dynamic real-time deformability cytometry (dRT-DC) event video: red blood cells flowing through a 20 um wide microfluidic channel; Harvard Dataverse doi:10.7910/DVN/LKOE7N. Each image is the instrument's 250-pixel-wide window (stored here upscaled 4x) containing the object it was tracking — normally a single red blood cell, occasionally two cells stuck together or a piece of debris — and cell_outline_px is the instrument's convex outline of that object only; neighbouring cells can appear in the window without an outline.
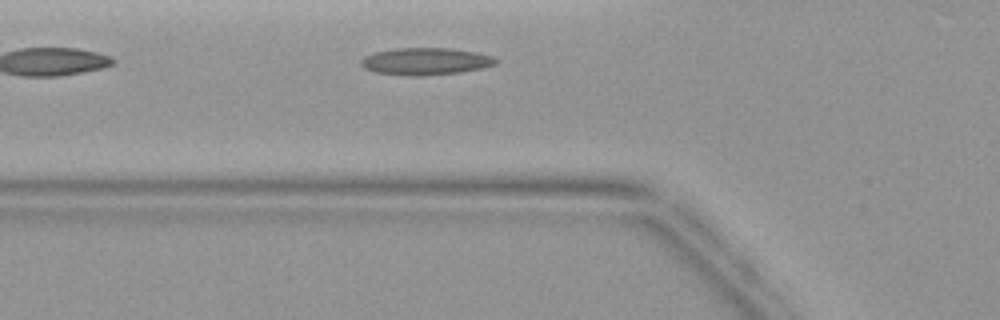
{"species": "common noctule bat (a hibernating species)", "species_latin": "Nyctalus noctula", "temperature_condition": "warm", "stored_images_in_passage": 3, "camera_frame_rate_fps": 3000, "um_per_image_px": 0.085, "animal": {"sex": "female", "body_mass_g": 19.9}, "frame": {"image": 1, "passage_image": 3, "time_ms": 2.667, "image_size_px": [1000, 320], "cell_outline_px": [[500, 60], [496, 64], [484, 68], [460, 72], [424, 76], [408, 76], [376, 72], [364, 68], [360, 64], [360, 60], [364, 56], [372, 52], [396, 48], [452, 48], [476, 52], [492, 56]], "centroid_in_image_um": [36.18, 5.21], "position_along_channel_um": 89.6, "area_um2": 21.62}}